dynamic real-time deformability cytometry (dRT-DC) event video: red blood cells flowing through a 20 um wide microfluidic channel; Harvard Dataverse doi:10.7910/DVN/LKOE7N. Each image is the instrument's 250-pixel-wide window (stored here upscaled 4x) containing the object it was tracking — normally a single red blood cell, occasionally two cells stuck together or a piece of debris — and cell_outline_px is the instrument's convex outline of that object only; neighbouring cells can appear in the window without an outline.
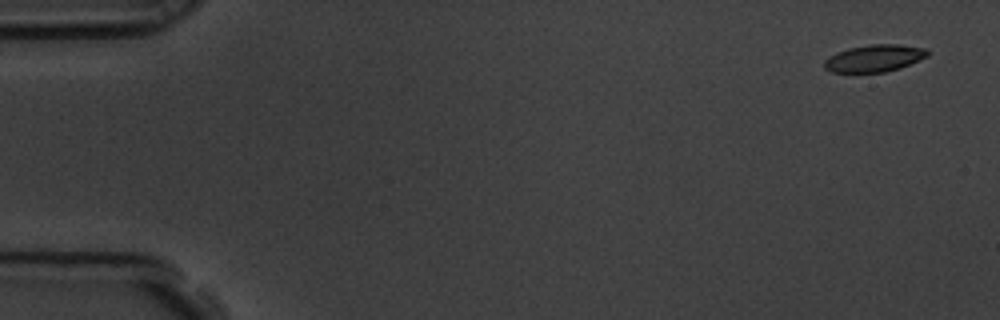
{"species": "common noctule bat (a hibernating species)", "species_latin": "Nyctalus noctula", "temperature_condition": "room temperature", "stored_images_in_passage": 6, "camera_frame_rate_fps": 3000, "um_per_image_px": 0.085, "animal": {"sex": "male", "body_mass_g": 19.5, "forearm_length_mm": 54.6}, "frame": {"image": 1, "passage_image": 1, "time_ms": 0.0, "image_size_px": [1000, 320], "cell_outline_px": [[928, 56], [900, 68], [884, 72], [832, 72], [824, 68], [824, 60], [828, 56], [836, 52], [848, 48], [872, 44], [896, 44], [928, 48]], "centroid_in_image_um": [74.31, 4.94], "position_along_channel_um": 10.7, "area_um2": 16.36}}
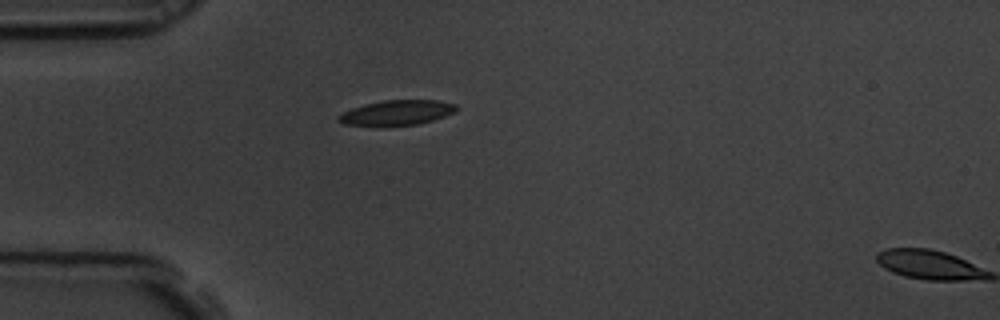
{"frame": {"image": 2, "passage_image": 5, "time_ms": 1.333, "image_size_px": [1000, 320], "cell_outline_px": [[456, 112], [432, 120], [416, 124], [344, 124], [336, 120], [336, 116], [352, 108], [364, 104], [384, 100], [440, 100], [456, 104]], "centroid_in_image_um": [33.75, 9.54], "position_along_channel_um": 51.2, "area_um2": 16.65}}